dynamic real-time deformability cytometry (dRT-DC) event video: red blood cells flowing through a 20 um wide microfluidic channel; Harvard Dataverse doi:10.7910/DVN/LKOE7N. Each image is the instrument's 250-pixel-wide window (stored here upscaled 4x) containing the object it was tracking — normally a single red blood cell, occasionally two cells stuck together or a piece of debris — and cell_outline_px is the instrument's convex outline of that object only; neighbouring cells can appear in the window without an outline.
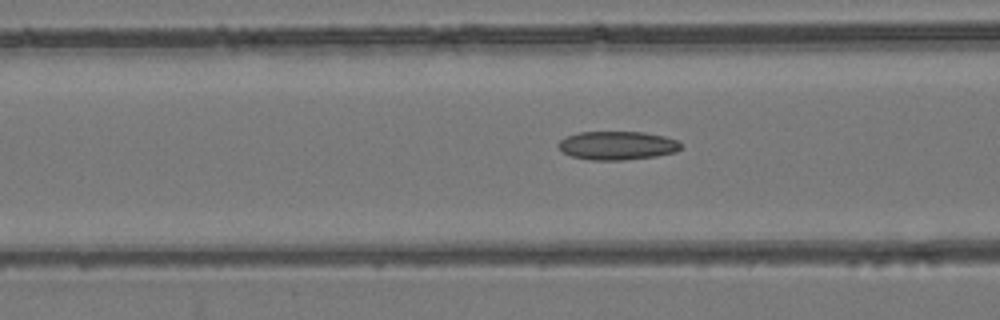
{"species": "common noctule bat (a hibernating species)", "species_latin": "Nyctalus noctula", "temperature_condition": "room temperature", "stored_images_in_passage": 17, "camera_frame_rate_fps": 3000, "um_per_image_px": 0.085, "animal": {"sex": "female", "body_mass_g": 24.6, "forearm_length_mm": 56.2}, "frame": {"image": 1, "passage_image": 15, "time_ms": 4.667, "image_size_px": [1000, 320], "cell_outline_px": [[684, 144], [676, 152], [656, 156], [624, 160], [588, 160], [572, 156], [564, 152], [556, 144], [560, 140], [568, 136], [580, 132], [644, 132], [664, 136], [676, 140]], "centroid_in_image_um": [52.49, 12.37], "position_along_channel_um": 114.1, "area_um2": 20.4}}